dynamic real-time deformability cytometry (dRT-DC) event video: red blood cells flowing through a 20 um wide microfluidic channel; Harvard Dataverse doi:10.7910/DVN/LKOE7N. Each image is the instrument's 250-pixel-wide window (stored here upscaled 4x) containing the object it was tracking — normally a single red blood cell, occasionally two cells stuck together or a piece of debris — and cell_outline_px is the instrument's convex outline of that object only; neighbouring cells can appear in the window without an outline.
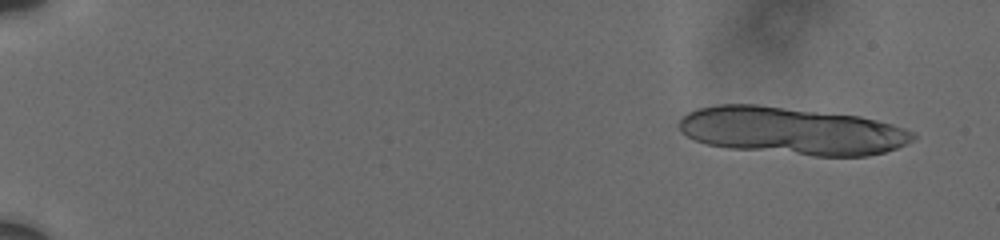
{"species": "human", "species_latin": "Homo sapiens", "temperature_condition": "cold", "stored_images_in_passage": 14, "camera_frame_rate_fps": 3000, "um_per_image_px": 0.085, "donor": {"sex": "male"}, "frame": {"image": 1, "passage_image": 4, "time_ms": 1.0, "image_size_px": [1000, 240], "cell_outline_px": [[916, 136], [912, 140], [896, 148], [884, 152], [868, 156], [812, 156], [728, 148], [708, 144], [696, 140], [680, 132], [680, 116], [696, 108], [716, 104], [756, 104], [860, 116], [892, 124], [916, 132]], "centroid_in_image_um": [67.29, 11.11], "position_along_channel_um": 17.7, "area_um2": 65.03}}